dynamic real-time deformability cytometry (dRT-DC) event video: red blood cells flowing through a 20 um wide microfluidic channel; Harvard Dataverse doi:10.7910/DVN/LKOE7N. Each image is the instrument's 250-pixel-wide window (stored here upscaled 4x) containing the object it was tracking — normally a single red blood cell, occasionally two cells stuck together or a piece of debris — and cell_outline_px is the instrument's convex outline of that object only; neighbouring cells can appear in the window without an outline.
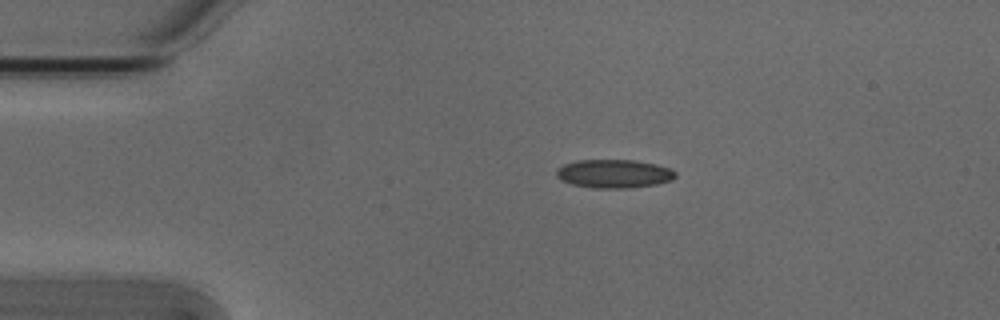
{"species": "Egyptian fruit bat (a non-hibernating species)", "species_latin": "Rousettus aegyptiacus", "temperature_condition": "cold", "stored_images_in_passage": 41, "camera_frame_rate_fps": 3000, "um_per_image_px": 0.085, "animal": {"sex": "male"}, "frame": {"image": 1, "passage_image": 1, "time_ms": 0.0, "image_size_px": [1000, 320], "cell_outline_px": [[676, 176], [672, 180], [656, 184], [628, 188], [596, 188], [572, 184], [560, 180], [556, 176], [556, 168], [564, 164], [576, 160], [636, 160], [656, 164], [668, 168], [676, 172]], "centroid_in_image_um": [52.16, 14.76], "position_along_channel_um": 32.8, "area_um2": 19.83}}
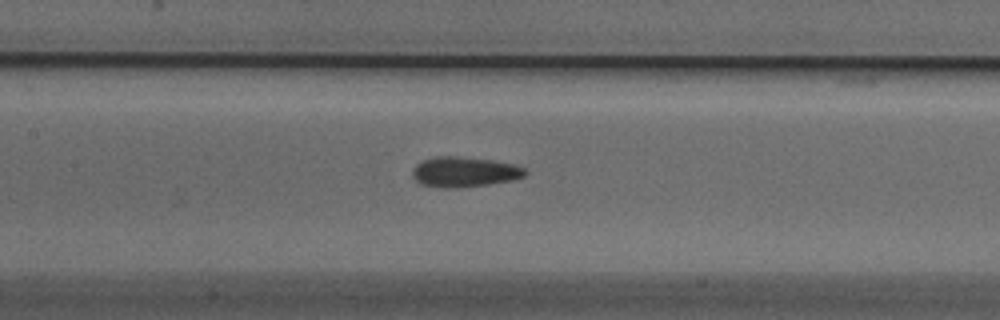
{"frame": {"image": 2, "passage_image": 15, "time_ms": 4.667, "image_size_px": [1000, 320], "cell_outline_px": [[528, 172], [524, 176], [512, 180], [488, 184], [460, 188], [440, 188], [420, 184], [412, 176], [412, 168], [416, 164], [424, 160], [436, 156], [460, 156], [492, 160], [512, 164], [524, 168]], "centroid_in_image_um": [39.44, 14.62], "position_along_channel_um": 168.0, "area_um2": 19.94}}
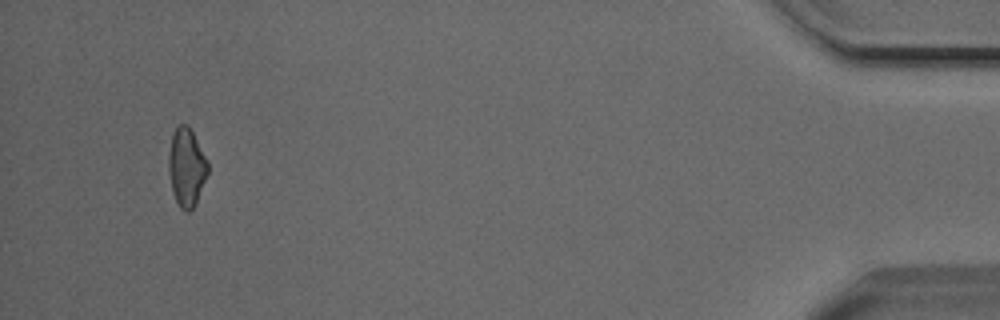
{"frame": {"image": 3, "passage_image": 41, "time_ms": 13.333, "image_size_px": [1000, 320], "cell_outline_px": [[208, 172], [196, 204], [188, 212], [184, 212], [180, 208], [172, 192], [168, 172], [168, 152], [172, 132], [176, 124], [188, 124], [208, 160]], "centroid_in_image_um": [15.83, 14.19], "position_along_channel_um": 419.4, "area_um2": 18.26}, "authors_computed_cell_mechanics": {"area_um2": 18.4382, "velocity_mm_per_s": 3.8208, "shape_relaxation_time_tau1_ms": 9.4994, "shape_relaxation_time_tau2_ms": 3.2522, "deformation_change_tau1": 0.1723, "deformation_change_tau2": 0.1048}}